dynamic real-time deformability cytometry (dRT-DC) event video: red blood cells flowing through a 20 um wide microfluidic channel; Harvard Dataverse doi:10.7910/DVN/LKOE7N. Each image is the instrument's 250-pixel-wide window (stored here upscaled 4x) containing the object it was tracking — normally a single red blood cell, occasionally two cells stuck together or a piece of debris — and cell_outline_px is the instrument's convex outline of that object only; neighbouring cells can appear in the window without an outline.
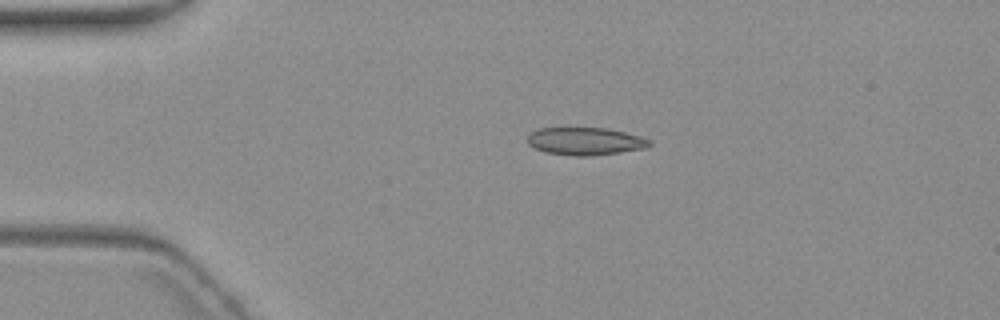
{"species": "common noctule bat (a hibernating species)", "species_latin": "Nyctalus noctula", "temperature_condition": "warm", "stored_images_in_passage": 2, "camera_frame_rate_fps": 3000, "um_per_image_px": 0.085, "animal": {"sex": "female", "body_mass_g": 19.3, "forearm_length_mm": 54.1}, "frame": {"image": 1, "passage_image": 1, "time_ms": 0.0, "image_size_px": [1000, 320], "cell_outline_px": [[652, 144], [648, 148], [592, 156], [572, 156], [544, 152], [528, 144], [528, 136], [532, 132], [540, 128], [608, 128], [640, 136], [652, 140]], "centroid_in_image_um": [49.79, 12.01], "position_along_channel_um": 35.2, "area_um2": 19.77}}